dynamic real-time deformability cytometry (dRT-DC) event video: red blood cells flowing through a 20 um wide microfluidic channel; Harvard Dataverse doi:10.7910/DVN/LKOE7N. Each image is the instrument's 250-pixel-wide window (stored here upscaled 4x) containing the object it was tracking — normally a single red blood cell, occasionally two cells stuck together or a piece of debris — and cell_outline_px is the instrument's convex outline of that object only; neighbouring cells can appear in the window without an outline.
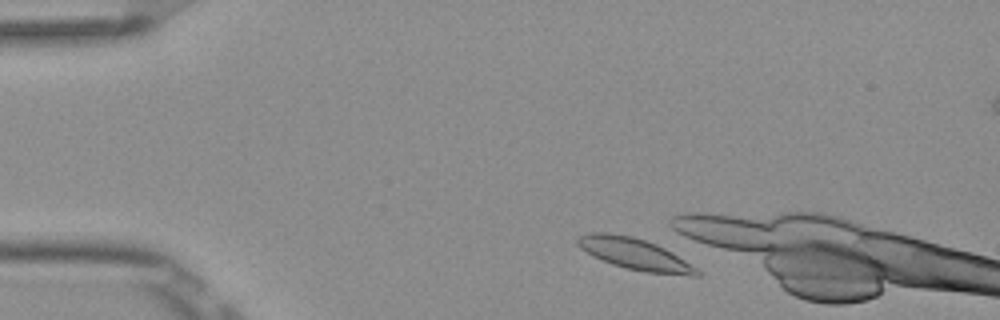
{"species": "Egyptian fruit bat (a non-hibernating species)", "species_latin": "Rousettus aegyptiacus", "temperature_condition": "room temperature", "stored_images_in_passage": 6, "camera_frame_rate_fps": 3000, "um_per_image_px": 0.085, "frame": {"image": 1, "passage_image": 6, "time_ms": 1.667, "image_size_px": [1000, 320], "cell_outline_px": [[704, 272], [700, 276], [692, 276], [644, 272], [612, 264], [592, 256], [580, 248], [576, 244], [576, 236], [588, 232], [608, 232], [632, 236], [656, 244], [672, 252]], "centroid_in_image_um": [53.95, 21.59], "position_along_channel_um": 31.0, "area_um2": 22.14}}